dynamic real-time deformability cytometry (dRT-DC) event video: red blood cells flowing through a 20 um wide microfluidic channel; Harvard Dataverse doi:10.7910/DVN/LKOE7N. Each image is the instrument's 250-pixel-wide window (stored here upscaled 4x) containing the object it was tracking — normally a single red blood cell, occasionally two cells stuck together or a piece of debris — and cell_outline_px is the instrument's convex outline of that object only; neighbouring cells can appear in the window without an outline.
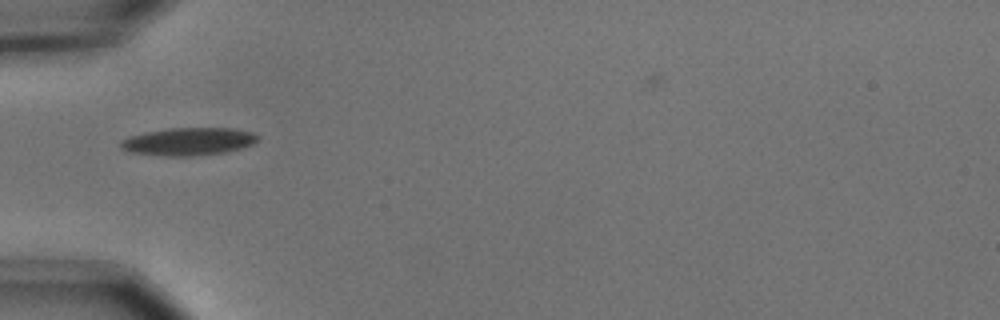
{"species": "common noctule bat (a hibernating species)", "species_latin": "Nyctalus noctula", "temperature_condition": "cold", "stored_images_in_passage": 3, "camera_frame_rate_fps": 3000, "um_per_image_px": 0.085, "animal": {"sex": "male", "body_mass_g": 15.6}, "frame": {"image": 1, "passage_image": 1, "time_ms": 0.0, "image_size_px": [1000, 320], "cell_outline_px": [[260, 140], [252, 144], [228, 152], [192, 156], [164, 156], [132, 152], [120, 148], [120, 140], [128, 136], [148, 132], [172, 128], [232, 128], [252, 132], [260, 136]], "centroid_in_image_um": [16.05, 12.03], "position_along_channel_um": 69.0, "area_um2": 22.2}}
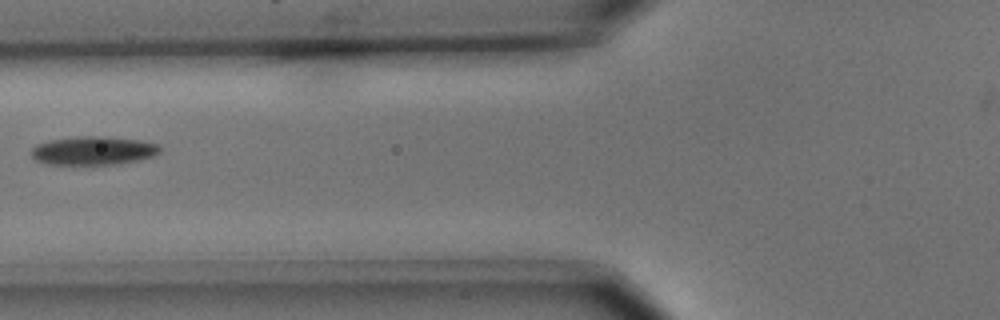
{"frame": {"image": 2, "passage_image": 2, "time_ms": 0.333, "image_size_px": [1000, 320], "cell_outline_px": [[160, 152], [152, 156], [140, 160], [92, 168], [48, 164], [36, 160], [32, 156], [32, 148], [36, 144], [48, 140], [76, 136], [104, 136], [140, 140], [160, 144]], "centroid_in_image_um": [7.91, 12.85], "position_along_channel_um": 117.9, "area_um2": 22.48}}
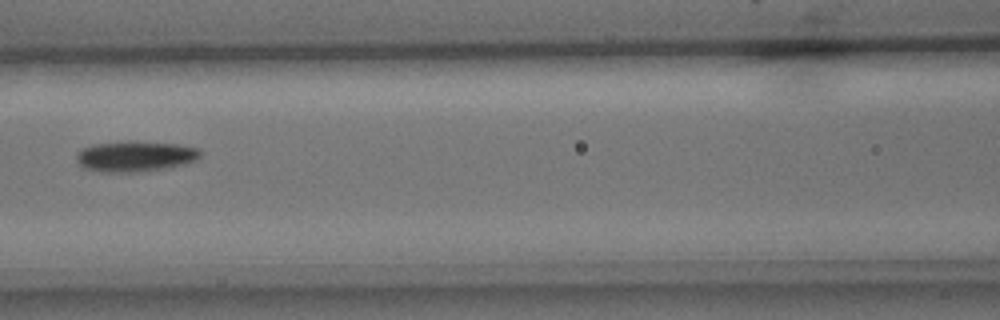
{"frame": {"image": 3, "passage_image": 3, "time_ms": 0.667, "image_size_px": [1000, 320], "cell_outline_px": [[200, 156], [196, 160], [184, 164], [168, 168], [136, 172], [100, 172], [84, 168], [76, 160], [76, 152], [80, 148], [92, 144], [128, 140], [132, 140], [176, 144], [200, 148]], "centroid_in_image_um": [11.45, 13.27], "position_along_channel_um": 155.1, "area_um2": 22.54}}